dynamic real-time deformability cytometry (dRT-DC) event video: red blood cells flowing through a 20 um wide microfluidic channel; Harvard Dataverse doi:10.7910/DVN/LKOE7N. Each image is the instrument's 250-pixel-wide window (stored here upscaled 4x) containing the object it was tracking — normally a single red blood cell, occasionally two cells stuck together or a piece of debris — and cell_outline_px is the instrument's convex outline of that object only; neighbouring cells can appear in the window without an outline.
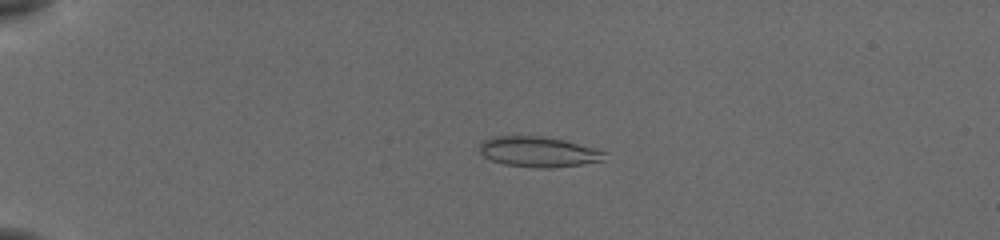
{"species": "common noctule bat (a hibernating species)", "species_latin": "Nyctalus noctula", "temperature_condition": "cold", "stored_images_in_passage": 44, "camera_frame_rate_fps": 3000, "um_per_image_px": 0.085, "animal": {"sex": "female", "body_mass_g": 19.5, "forearm_length_mm": 54.1}, "frame": {"image": 1, "passage_image": 3, "time_ms": 0.667, "image_size_px": [1000, 240], "cell_outline_px": [[608, 152], [604, 160], [580, 164], [552, 168], [536, 168], [504, 164], [492, 160], [484, 156], [480, 152], [480, 144], [484, 140], [492, 136], [540, 136], [564, 140]], "centroid_in_image_um": [45.77, 12.9], "position_along_channel_um": 39.2, "area_um2": 22.02}}
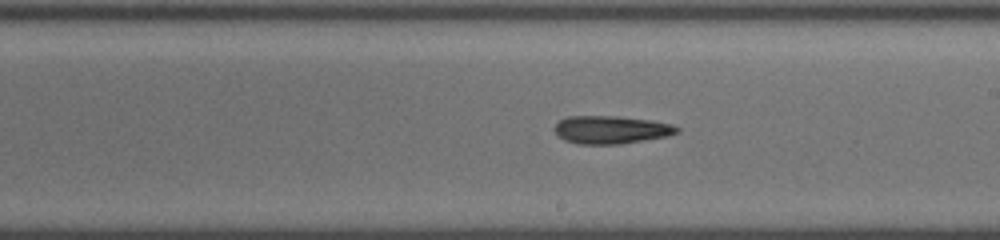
{"frame": {"image": 2, "passage_image": 23, "time_ms": 7.333, "image_size_px": [1000, 240], "cell_outline_px": [[680, 132], [668, 136], [620, 144], [576, 144], [564, 140], [556, 136], [552, 128], [560, 120], [568, 116], [616, 116], [652, 120], [672, 124], [680, 128]], "centroid_in_image_um": [51.92, 11.03], "position_along_channel_um": 237.1, "area_um2": 20.23}}
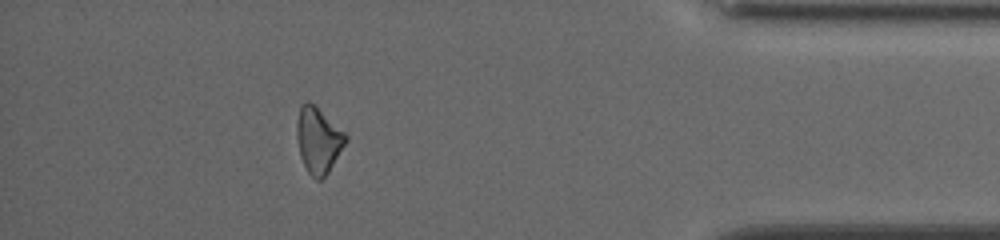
{"frame": {"image": 3, "passage_image": 39, "time_ms": 12.667, "image_size_px": [1000, 240], "cell_outline_px": [[348, 140], [328, 172], [320, 180], [316, 180], [308, 172], [300, 156], [296, 136], [296, 124], [300, 104], [304, 100], [308, 100], [316, 104], [348, 136]], "centroid_in_image_um": [27.04, 11.85], "position_along_channel_um": 408.2, "area_um2": 19.02}, "authors_computed_cell_mechanics": {"area_um2": 20.2011, "velocity_mm_per_s": 3.8467, "shape_relaxation_time_tau1_ms": 2.3806, "shape_relaxation_time_tau2_ms": 8.4092, "deformation_change_tau1": 0.0853, "deformation_change_tau2": 0.1973}}